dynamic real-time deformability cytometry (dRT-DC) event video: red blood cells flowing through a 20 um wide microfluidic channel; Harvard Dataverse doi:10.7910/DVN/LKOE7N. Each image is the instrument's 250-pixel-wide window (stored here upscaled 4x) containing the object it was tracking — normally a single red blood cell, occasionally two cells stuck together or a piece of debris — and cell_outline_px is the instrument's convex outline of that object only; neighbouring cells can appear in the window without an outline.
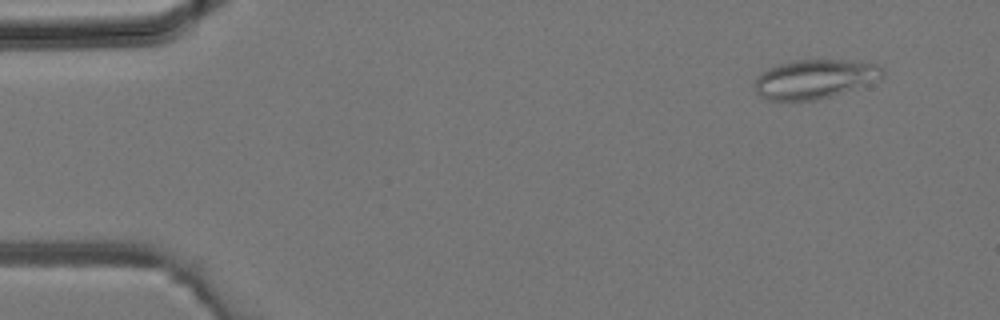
{"species": "common noctule bat (a hibernating species)", "species_latin": "Nyctalus noctula", "temperature_condition": "room temperature", "stored_images_in_passage": 10, "camera_frame_rate_fps": 3000, "um_per_image_px": 0.085, "animal": {"sex": "male", "body_mass_g": 19.2, "forearm_length_mm": 51.8}, "frame": {"image": 1, "passage_image": 3, "time_ms": 0.667, "image_size_px": [1000, 320], "cell_outline_px": [[884, 72], [880, 80], [816, 100], [768, 100], [760, 96], [756, 92], [756, 80], [760, 72], [768, 68], [792, 60], [840, 60], [880, 64], [884, 68]], "centroid_in_image_um": [69.26, 6.7], "position_along_channel_um": 15.7, "area_um2": 28.9}}